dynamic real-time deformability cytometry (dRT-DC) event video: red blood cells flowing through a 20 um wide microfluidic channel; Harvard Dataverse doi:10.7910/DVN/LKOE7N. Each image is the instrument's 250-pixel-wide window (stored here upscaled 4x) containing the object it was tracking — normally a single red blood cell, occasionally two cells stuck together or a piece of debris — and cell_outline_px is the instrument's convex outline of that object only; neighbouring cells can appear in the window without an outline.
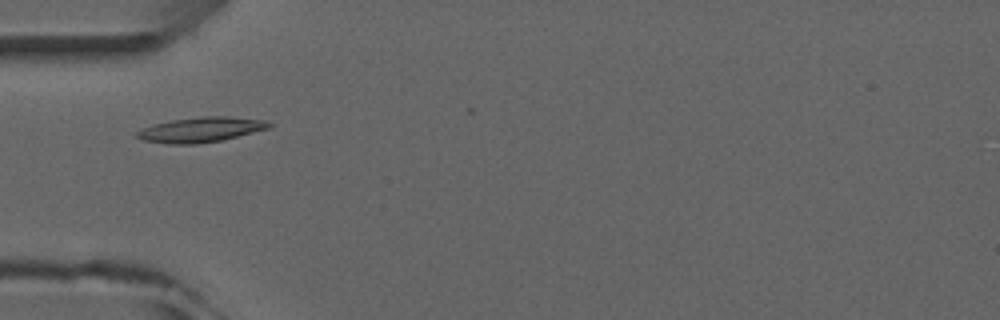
{"species": "common noctule bat (a hibernating species)", "species_latin": "Nyctalus noctula", "temperature_condition": "room temperature", "stored_images_in_passage": 5, "camera_frame_rate_fps": 3000, "um_per_image_px": 0.085, "animal": {"sex": "male", "forearm_length_mm": 52.5}, "frame": {"image": 1, "passage_image": 3, "time_ms": 2.333, "image_size_px": [1000, 320], "cell_outline_px": [[272, 128], [220, 140], [196, 144], [168, 144], [144, 140], [136, 136], [136, 132], [152, 124], [172, 120], [204, 116], [224, 116], [268, 120], [272, 124]], "centroid_in_image_um": [17.11, 11.01], "position_along_channel_um": 67.9, "area_um2": 19.19}}
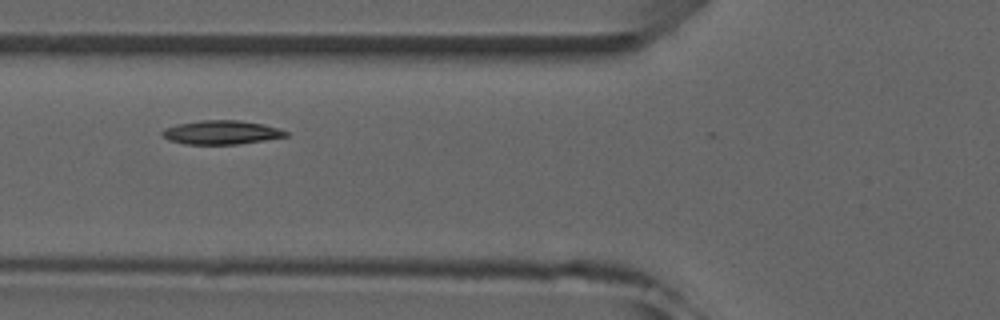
{"frame": {"image": 2, "passage_image": 4, "time_ms": 3.333, "image_size_px": [1000, 320], "cell_outline_px": [[288, 136], [264, 140], [236, 144], [184, 144], [168, 140], [160, 132], [164, 128], [176, 124], [200, 120], [240, 120], [264, 124], [288, 132]], "centroid_in_image_um": [18.77, 11.25], "position_along_channel_um": 107.0, "area_um2": 17.17}}
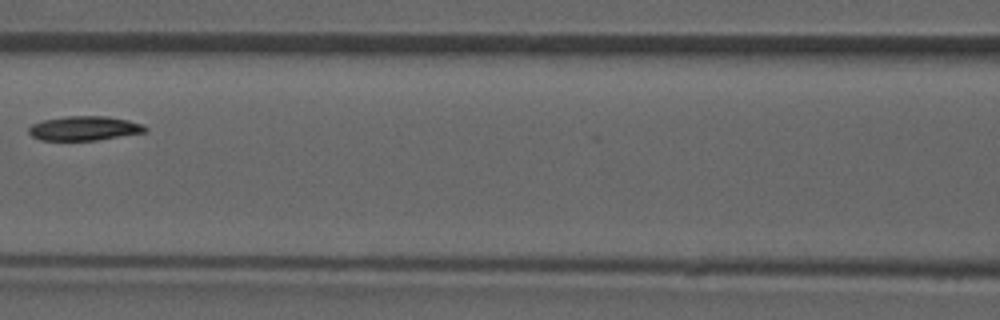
{"frame": {"image": 3, "passage_image": 5, "time_ms": 4.667, "image_size_px": [1000, 320], "cell_outline_px": [[148, 128], [144, 132], [96, 140], [40, 140], [32, 136], [28, 132], [28, 128], [32, 124], [44, 120], [64, 116], [104, 116], [128, 120], [144, 124]], "centroid_in_image_um": [7.15, 10.9], "position_along_channel_um": 159.5, "area_um2": 16.42}}